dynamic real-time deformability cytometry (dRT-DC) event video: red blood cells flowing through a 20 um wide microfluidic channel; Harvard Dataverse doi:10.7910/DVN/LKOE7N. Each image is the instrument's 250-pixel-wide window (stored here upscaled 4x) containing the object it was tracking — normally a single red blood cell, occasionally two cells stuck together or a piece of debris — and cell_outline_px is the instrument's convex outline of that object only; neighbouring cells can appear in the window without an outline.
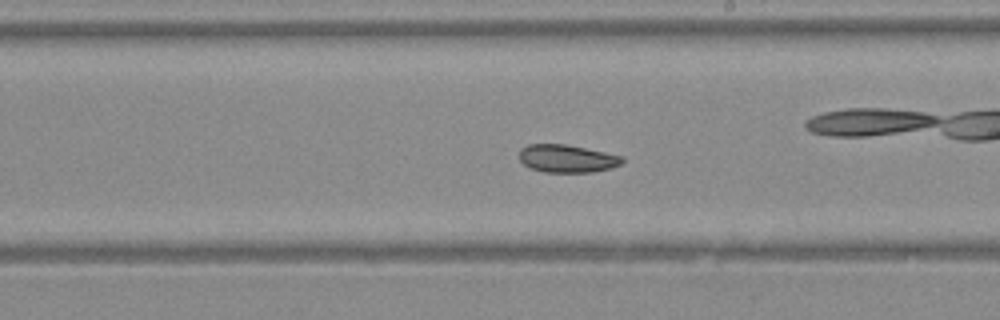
{"species": "Egyptian fruit bat (a non-hibernating species)", "species_latin": "Rousettus aegyptiacus", "temperature_condition": "warm", "stored_images_in_passage": 44, "camera_frame_rate_fps": 3000, "um_per_image_px": 0.085, "animal": {"sex": "female"}, "frame": {"image": 1, "passage_image": 26, "time_ms": 8.333, "image_size_px": [1000, 320], "cell_outline_px": [[624, 160], [620, 164], [612, 168], [592, 172], [544, 172], [528, 168], [520, 160], [520, 148], [528, 144], [564, 144], [624, 156]], "centroid_in_image_um": [48.18, 13.48], "position_along_channel_um": 240.8, "area_um2": 16.7}}